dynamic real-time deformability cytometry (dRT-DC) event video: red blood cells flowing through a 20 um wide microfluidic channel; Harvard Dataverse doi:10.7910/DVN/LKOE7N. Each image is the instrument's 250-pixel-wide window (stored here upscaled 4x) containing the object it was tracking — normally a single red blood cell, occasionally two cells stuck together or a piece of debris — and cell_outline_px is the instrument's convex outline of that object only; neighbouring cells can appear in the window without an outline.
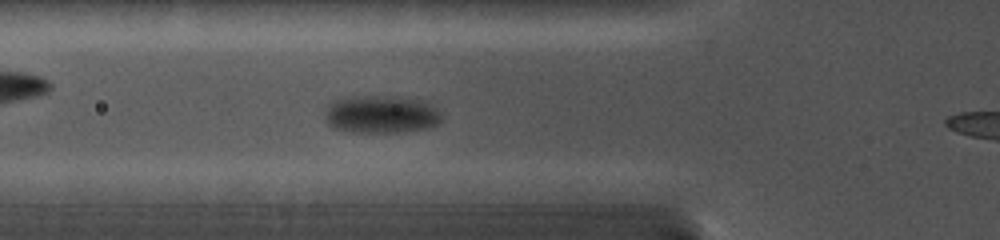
{"species": "common noctule bat (a hibernating species)", "species_latin": "Nyctalus noctula", "temperature_condition": "cold", "stored_images_in_passage": 107, "camera_frame_rate_fps": 5000, "um_per_image_px": 0.085, "animal": {"sex": "female", "body_mass_g": 19.0, "forearm_length_mm": 56.7}, "frame": {"image": 1, "passage_image": 29, "time_ms": 3.8, "image_size_px": [1000, 240], "cell_outline_px": [[440, 120], [436, 124], [428, 128], [396, 132], [352, 132], [336, 128], [328, 124], [324, 120], [324, 108], [328, 100], [344, 96], [396, 96], [424, 100], [432, 104], [440, 112]], "centroid_in_image_um": [32.31, 9.68], "position_along_channel_um": 93.5, "area_um2": 26.3}}
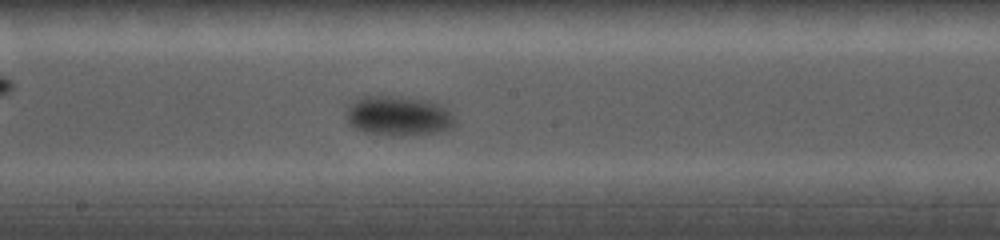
{"frame": {"image": 2, "passage_image": 52, "time_ms": 7.0, "image_size_px": [1000, 240], "cell_outline_px": [[456, 124], [448, 128], [436, 132], [400, 136], [392, 136], [364, 132], [356, 128], [348, 120], [348, 104], [364, 96], [400, 96], [428, 100], [452, 112], [456, 120]], "centroid_in_image_um": [33.88, 9.85], "position_along_channel_um": 214.3, "area_um2": 24.97}}
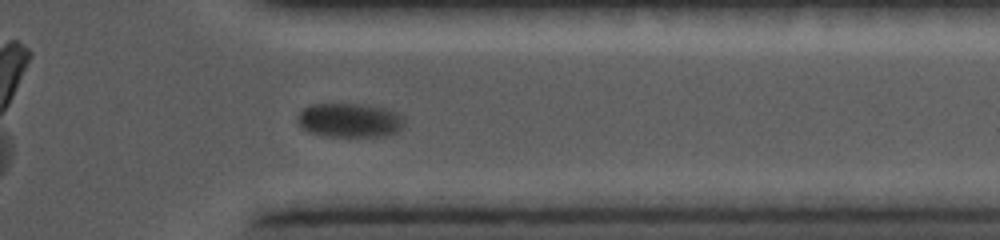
{"frame": {"image": 3, "passage_image": 83, "time_ms": 11.4, "image_size_px": [1000, 240], "cell_outline_px": [[404, 124], [396, 132], [384, 136], [324, 136], [308, 132], [296, 120], [300, 112], [304, 108], [312, 104], [356, 104], [384, 108], [396, 112], [404, 120]], "centroid_in_image_um": [29.69, 10.23], "position_along_channel_um": 381.7, "area_um2": 20.98}}